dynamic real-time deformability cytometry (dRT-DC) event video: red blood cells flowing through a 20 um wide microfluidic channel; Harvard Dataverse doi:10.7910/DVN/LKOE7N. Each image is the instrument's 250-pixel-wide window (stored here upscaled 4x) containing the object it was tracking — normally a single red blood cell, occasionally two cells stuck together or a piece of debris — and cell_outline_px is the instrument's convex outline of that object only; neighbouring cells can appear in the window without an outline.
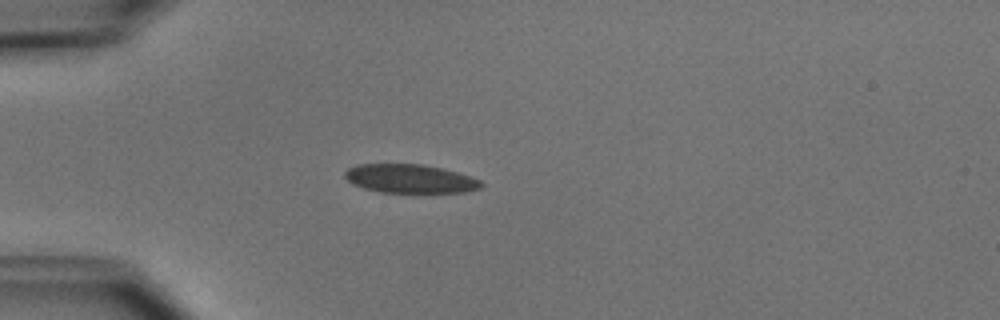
{"species": "common noctule bat (a hibernating species)", "species_latin": "Nyctalus noctula", "temperature_condition": "cold", "stored_images_in_passage": 3, "camera_frame_rate_fps": 3000, "um_per_image_px": 0.085, "animal": {"sex": "male", "body_mass_g": 15.6}, "frame": {"image": 1, "passage_image": 3, "time_ms": 3.667, "image_size_px": [1000, 320], "cell_outline_px": [[484, 184], [480, 188], [464, 192], [380, 192], [364, 188], [352, 184], [344, 176], [344, 172], [348, 168], [356, 164], [424, 164], [444, 168], [472, 176], [480, 180]], "centroid_in_image_um": [34.86, 15.17], "position_along_channel_um": 50.1, "area_um2": 22.95}}